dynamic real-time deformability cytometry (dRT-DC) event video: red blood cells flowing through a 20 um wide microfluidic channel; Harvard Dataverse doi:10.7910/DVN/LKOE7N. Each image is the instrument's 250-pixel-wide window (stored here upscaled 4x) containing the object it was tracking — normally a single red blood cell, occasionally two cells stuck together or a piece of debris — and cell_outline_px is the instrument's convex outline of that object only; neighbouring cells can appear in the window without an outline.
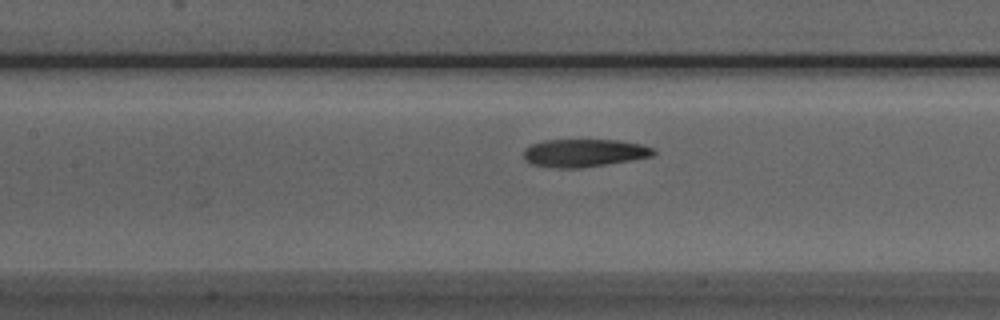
{"species": "Egyptian fruit bat (a non-hibernating species)", "species_latin": "Rousettus aegyptiacus", "temperature_condition": "room temperature", "stored_images_in_passage": 26, "camera_frame_rate_fps": 3000, "um_per_image_px": 0.085, "animal": {"sex": "male"}, "frame": {"image": 1, "passage_image": 9, "time_ms": 2.667, "image_size_px": [1000, 320], "cell_outline_px": [[656, 152], [652, 156], [632, 160], [580, 168], [556, 168], [532, 164], [524, 160], [524, 148], [532, 144], [544, 140], [616, 140], [640, 144], [652, 148]], "centroid_in_image_um": [49.62, 13.0], "position_along_channel_um": 157.8, "area_um2": 20.98}}
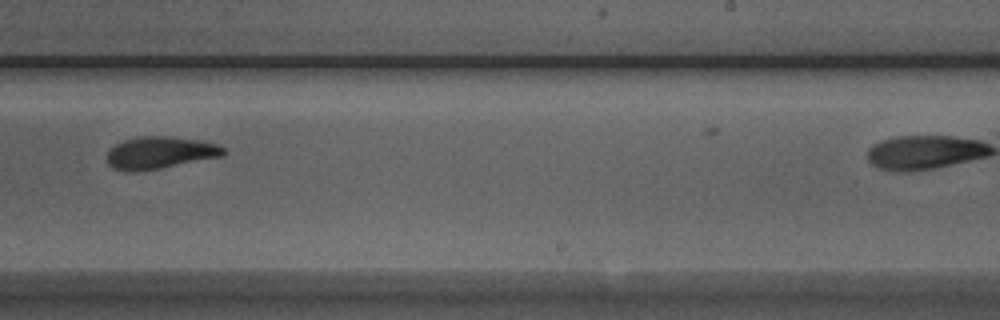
{"frame": {"image": 2, "passage_image": 18, "time_ms": 5.667, "image_size_px": [1000, 320], "cell_outline_px": [[228, 152], [224, 156], [160, 168], [132, 172], [112, 168], [108, 164], [108, 152], [116, 144], [124, 140], [140, 136], [168, 136], [200, 140], [216, 144], [224, 148]], "centroid_in_image_um": [13.63, 12.98], "position_along_channel_um": 275.4, "area_um2": 21.79}}
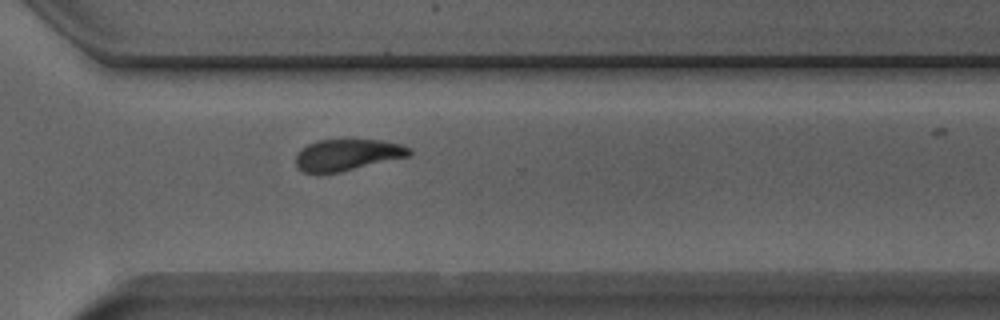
{"frame": {"image": 3, "passage_image": 23, "time_ms": 7.333, "image_size_px": [1000, 320], "cell_outline_px": [[412, 152], [408, 156], [340, 172], [316, 176], [304, 172], [296, 168], [296, 152], [300, 148], [316, 140], [380, 140], [400, 144], [412, 148]], "centroid_in_image_um": [29.43, 13.19], "position_along_channel_um": 341.2, "area_um2": 21.21}}